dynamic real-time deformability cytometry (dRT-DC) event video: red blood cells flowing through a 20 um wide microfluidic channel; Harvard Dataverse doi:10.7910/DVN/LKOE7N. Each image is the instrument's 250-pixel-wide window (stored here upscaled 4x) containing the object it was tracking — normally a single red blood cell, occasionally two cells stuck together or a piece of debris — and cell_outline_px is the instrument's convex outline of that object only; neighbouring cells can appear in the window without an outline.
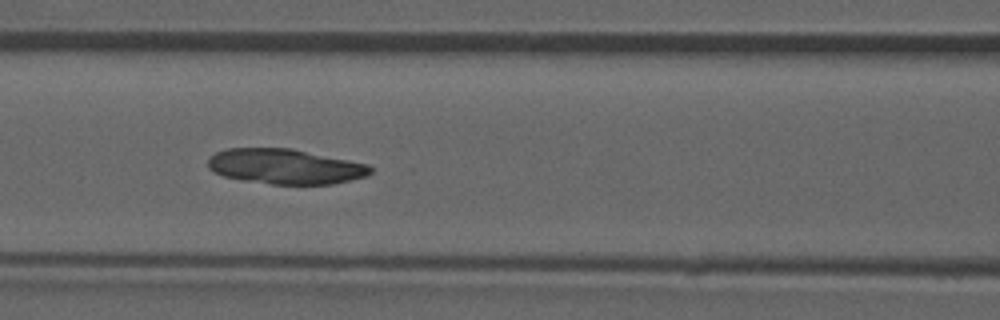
{"species": "common noctule bat (a hibernating species)", "species_latin": "Nyctalus noctula", "temperature_condition": "room temperature", "stored_images_in_passage": 41, "camera_frame_rate_fps": 3000, "um_per_image_px": 0.085, "animal": {"sex": "male", "forearm_length_mm": 52.5}, "frame": {"image": 1, "passage_image": 12, "time_ms": 3.667, "image_size_px": [1000, 320], "cell_outline_px": [[372, 172], [368, 176], [332, 184], [272, 184], [244, 180], [224, 176], [212, 172], [208, 168], [208, 160], [216, 152], [228, 148], [292, 148], [368, 164], [372, 168]], "centroid_in_image_um": [24.25, 14.15], "position_along_channel_um": 142.4, "area_um2": 33.23}}